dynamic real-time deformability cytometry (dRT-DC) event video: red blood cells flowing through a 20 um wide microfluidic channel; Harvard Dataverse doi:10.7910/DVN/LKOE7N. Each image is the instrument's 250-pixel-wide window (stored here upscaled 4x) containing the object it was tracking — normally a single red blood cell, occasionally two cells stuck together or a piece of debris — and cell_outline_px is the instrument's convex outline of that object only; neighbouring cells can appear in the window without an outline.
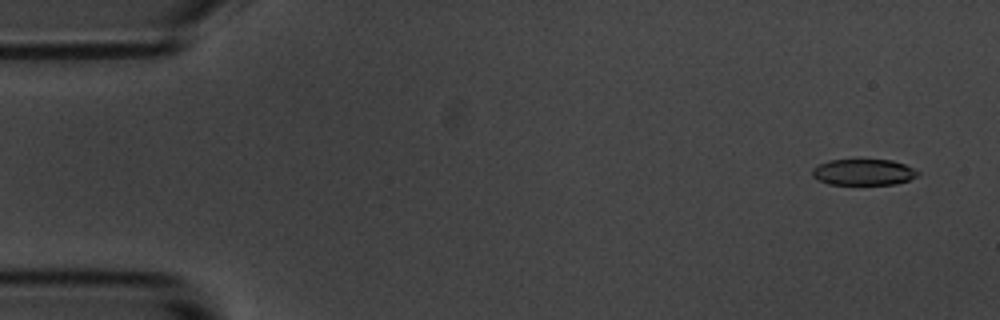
{"species": "common noctule bat (a hibernating species)", "species_latin": "Nyctalus noctula", "temperature_condition": "room temperature", "stored_images_in_passage": 5, "camera_frame_rate_fps": 3000, "um_per_image_px": 0.085, "animal": {"sex": "male", "body_mass_g": 20.1, "forearm_length_mm": 53.5}, "frame": {"image": 1, "passage_image": 1, "time_ms": 0.0, "image_size_px": [1000, 320], "cell_outline_px": [[920, 176], [896, 184], [828, 184], [812, 176], [812, 168], [828, 160], [892, 160], [904, 164], [920, 172]], "centroid_in_image_um": [73.42, 14.63], "position_along_channel_um": 11.6, "area_um2": 16.01}}
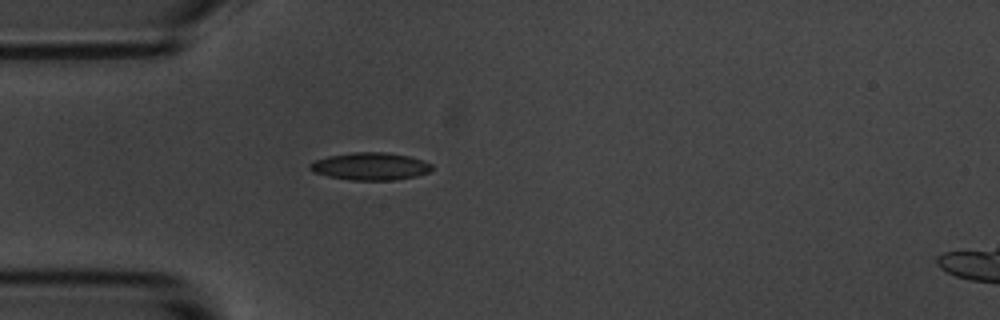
{"frame": {"image": 2, "passage_image": 5, "time_ms": 4.333, "image_size_px": [1000, 320], "cell_outline_px": [[432, 168], [428, 172], [416, 176], [396, 180], [352, 180], [328, 176], [312, 172], [308, 168], [308, 164], [316, 160], [328, 156], [352, 152], [388, 152], [408, 156], [424, 160], [432, 164]], "centroid_in_image_um": [31.47, 14.13], "position_along_channel_um": 53.5, "area_um2": 19.65}}